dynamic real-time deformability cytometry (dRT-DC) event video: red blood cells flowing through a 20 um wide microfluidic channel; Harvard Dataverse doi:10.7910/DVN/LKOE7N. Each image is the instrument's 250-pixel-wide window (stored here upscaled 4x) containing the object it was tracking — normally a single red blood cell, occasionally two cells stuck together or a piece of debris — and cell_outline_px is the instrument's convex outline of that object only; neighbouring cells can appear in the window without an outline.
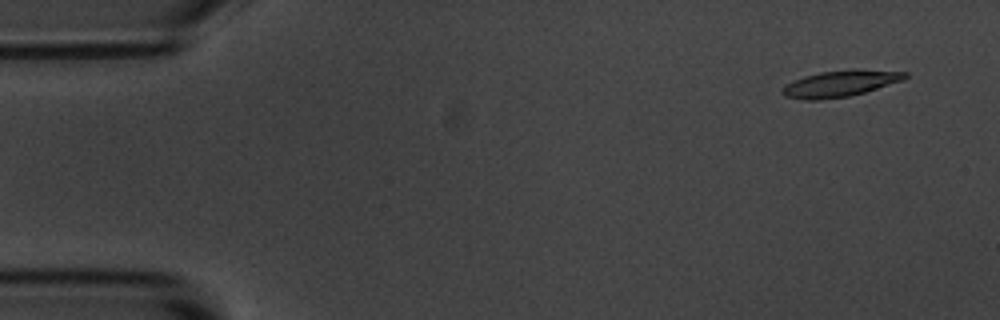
{"species": "common noctule bat (a hibernating species)", "species_latin": "Nyctalus noctula", "temperature_condition": "room temperature", "stored_images_in_passage": 15, "segment_of_instrument_passage": [1, 2], "camera_frame_rate_fps": 3000, "um_per_image_px": 0.085, "animal": {"sex": "male", "body_mass_g": 20.1, "forearm_length_mm": 53.5}, "frame": {"image": 1, "passage_image": 1, "time_ms": 0.0, "image_size_px": [1000, 320], "cell_outline_px": [[908, 76], [904, 80], [864, 92], [848, 96], [820, 100], [804, 100], [784, 96], [780, 92], [792, 80], [804, 76], [820, 72], [852, 68], [908, 72]], "centroid_in_image_um": [71.43, 7.09], "position_along_channel_um": 13.6, "area_um2": 18.96}}
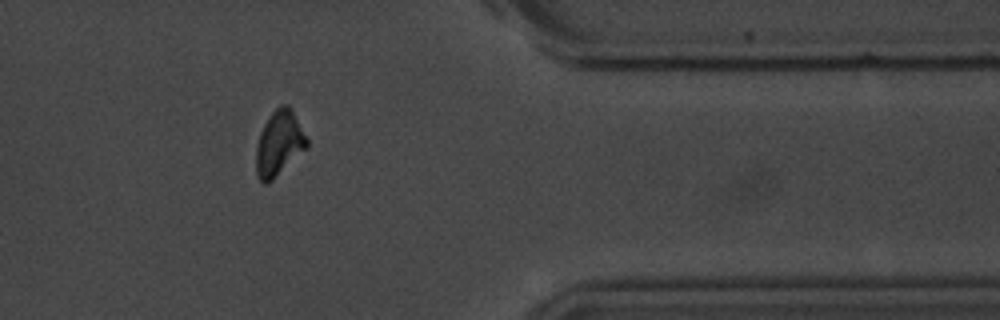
{"frame": {"image": 2, "passage_image": 12, "time_ms": 3.667, "image_size_px": [1000, 320], "cell_outline_px": [[308, 148], [268, 184], [264, 184], [256, 176], [256, 148], [260, 132], [264, 124], [272, 112], [280, 104], [288, 104], [292, 108], [308, 140]], "centroid_in_image_um": [23.73, 12.19], "position_along_channel_um": 387.7, "area_um2": 19.48}}
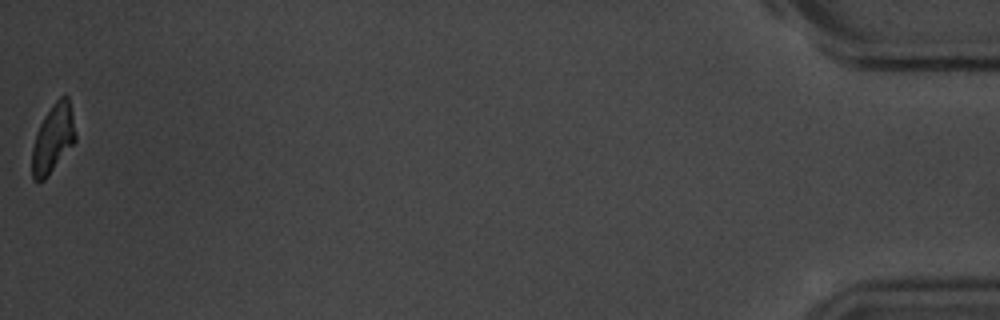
{"frame": {"image": 3, "passage_image": 14, "time_ms": 4.333, "image_size_px": [1000, 320], "cell_outline_px": [[76, 140], [48, 176], [44, 180], [32, 180], [32, 148], [40, 124], [44, 116], [52, 104], [64, 92], [68, 96], [76, 132]], "centroid_in_image_um": [4.52, 11.75], "position_along_channel_um": 430.7, "area_um2": 17.22}}